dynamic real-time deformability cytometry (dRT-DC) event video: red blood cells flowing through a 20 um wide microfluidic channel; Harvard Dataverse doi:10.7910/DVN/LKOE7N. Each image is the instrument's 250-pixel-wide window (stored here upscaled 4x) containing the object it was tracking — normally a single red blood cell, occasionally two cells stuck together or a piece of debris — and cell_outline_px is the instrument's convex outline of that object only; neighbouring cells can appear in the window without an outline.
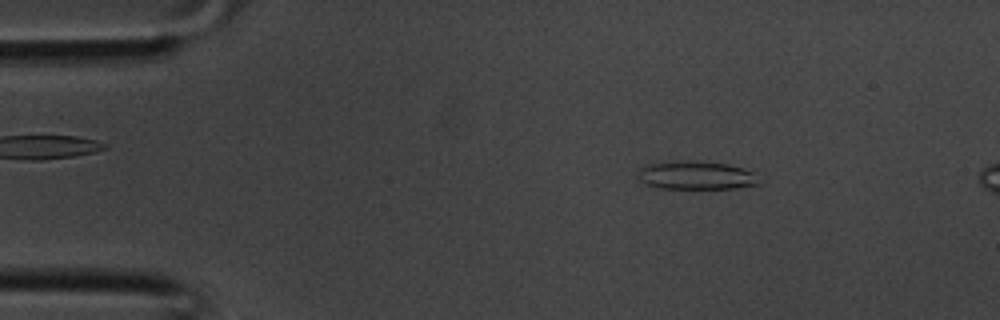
{"species": "common noctule bat (a hibernating species)", "species_latin": "Nyctalus noctula", "temperature_condition": "room temperature", "stored_images_in_passage": 36, "camera_frame_rate_fps": 3000, "um_per_image_px": 0.085, "animal": {"sex": "male", "body_mass_g": 20.1, "forearm_length_mm": 53.5}, "frame": {"image": 1, "passage_image": 5, "time_ms": 1.333, "image_size_px": [1000, 320], "cell_outline_px": [[760, 184], [736, 188], [660, 188], [644, 184], [640, 180], [640, 168], [648, 164], [680, 160], [728, 164], [744, 168], [752, 172]], "centroid_in_image_um": [59.16, 14.91], "position_along_channel_um": 25.8, "area_um2": 19.71}}
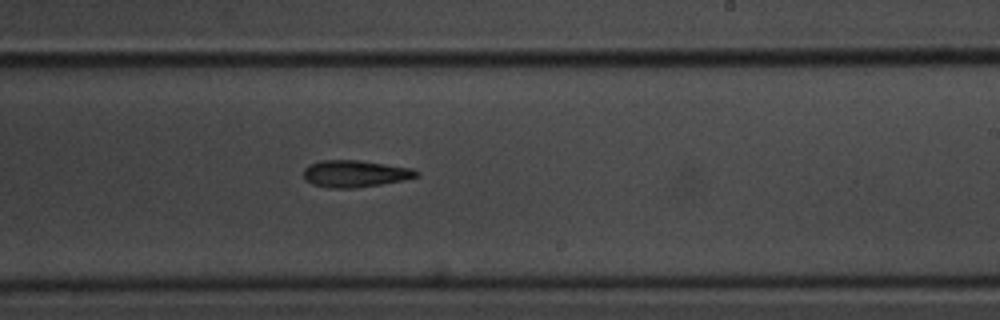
{"frame": {"image": 2, "passage_image": 21, "time_ms": 6.667, "image_size_px": [1000, 320], "cell_outline_px": [[420, 176], [404, 180], [356, 188], [328, 188], [312, 184], [304, 180], [304, 168], [308, 164], [320, 160], [356, 160], [412, 168], [420, 172]], "centroid_in_image_um": [30.15, 14.77], "position_along_channel_um": 258.8, "area_um2": 17.8}}
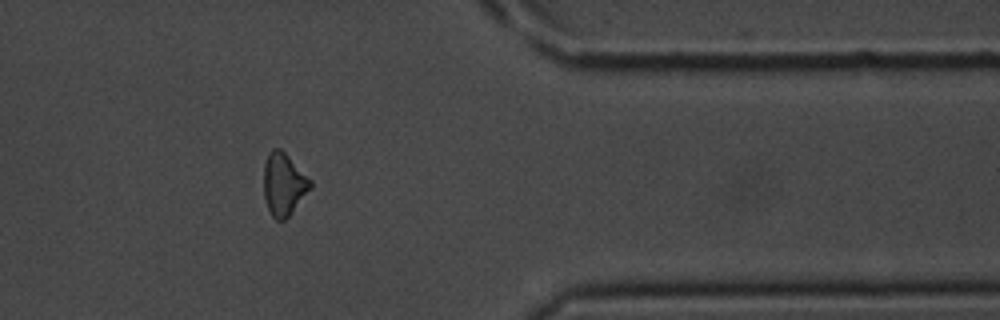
{"frame": {"image": 3, "passage_image": 29, "time_ms": 9.333, "image_size_px": [1000, 320], "cell_outline_px": [[312, 188], [288, 216], [284, 220], [276, 220], [272, 216], [268, 208], [264, 196], [264, 164], [268, 152], [272, 148], [280, 148], [312, 180]], "centroid_in_image_um": [24.12, 15.64], "position_along_channel_um": 387.3, "area_um2": 16.94}}